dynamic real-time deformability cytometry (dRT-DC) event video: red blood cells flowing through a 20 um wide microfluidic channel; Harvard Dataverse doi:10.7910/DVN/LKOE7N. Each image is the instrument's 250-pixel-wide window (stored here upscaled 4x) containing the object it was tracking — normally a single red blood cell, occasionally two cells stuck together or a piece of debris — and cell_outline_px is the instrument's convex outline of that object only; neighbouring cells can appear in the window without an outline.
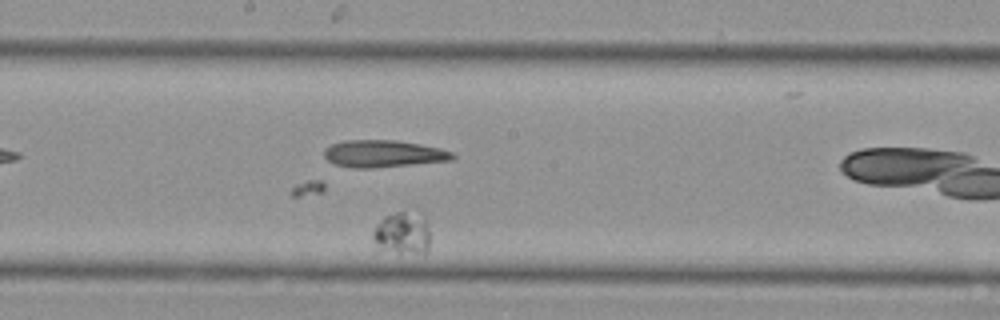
{"species": "Egyptian fruit bat (a non-hibernating species)", "species_latin": "Rousettus aegyptiacus", "temperature_condition": "cold", "stored_images_in_passage": 24, "camera_frame_rate_fps": 3000, "um_per_image_px": 0.085, "animal": {"sex": "female"}, "frame": {"image": 1, "passage_image": 11, "time_ms": 3.333, "image_size_px": [1000, 320], "cell_outline_px": [[428, 252], [396, 252], [384, 248], [372, 236], [372, 232], [376, 224], [384, 216], [396, 212], [404, 212], [424, 220], [428, 224]], "centroid_in_image_um": [34.18, 19.81], "position_along_channel_um": 214.0, "area_um2": 13.18}}